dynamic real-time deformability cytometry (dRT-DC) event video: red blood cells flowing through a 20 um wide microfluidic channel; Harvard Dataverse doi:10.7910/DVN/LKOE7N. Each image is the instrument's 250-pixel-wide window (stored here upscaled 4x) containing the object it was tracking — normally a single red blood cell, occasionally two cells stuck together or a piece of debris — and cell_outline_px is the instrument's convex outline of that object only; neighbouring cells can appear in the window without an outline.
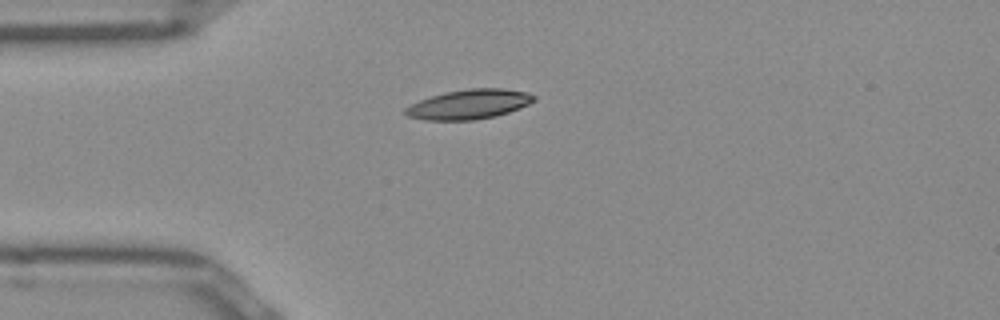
{"species": "Egyptian fruit bat (a non-hibernating species)", "species_latin": "Rousettus aegyptiacus", "temperature_condition": "room temperature", "stored_images_in_passage": 34, "camera_frame_rate_fps": 3000, "um_per_image_px": 0.085, "frame": {"image": 1, "passage_image": 1, "time_ms": 0.0, "image_size_px": [1000, 320], "cell_outline_px": [[536, 100], [520, 108], [496, 116], [472, 120], [424, 120], [408, 116], [404, 112], [404, 108], [420, 100], [444, 92], [468, 88], [504, 88], [528, 92], [536, 96]], "centroid_in_image_um": [39.89, 8.86], "position_along_channel_um": 45.1, "area_um2": 22.25}}
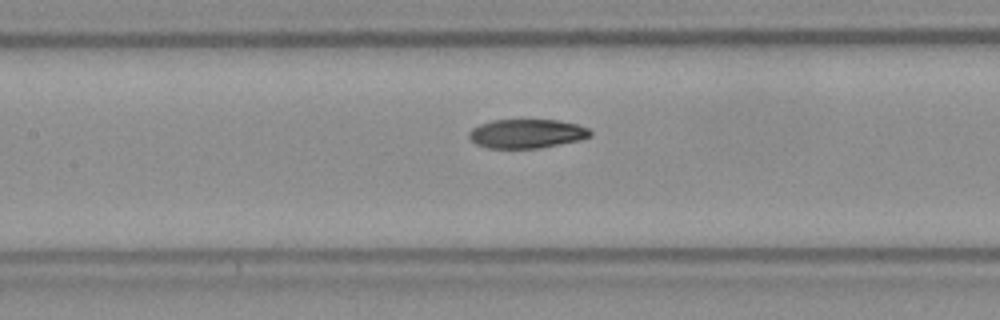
{"frame": {"image": 2, "passage_image": 11, "time_ms": 3.333, "image_size_px": [1000, 320], "cell_outline_px": [[592, 136], [580, 140], [536, 148], [488, 148], [476, 144], [468, 136], [468, 132], [472, 128], [480, 124], [492, 120], [556, 120], [576, 124], [588, 128], [592, 132]], "centroid_in_image_um": [44.76, 11.36], "position_along_channel_um": 162.6, "area_um2": 20.4}}
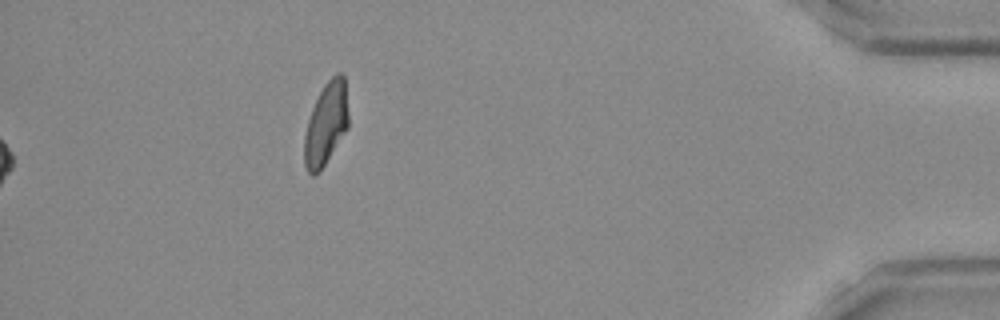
{"frame": {"image": 3, "passage_image": 34, "time_ms": 11.0, "image_size_px": [1000, 320], "cell_outline_px": [[348, 128], [324, 164], [312, 176], [308, 172], [304, 164], [304, 136], [308, 120], [312, 108], [324, 84], [336, 72], [340, 72], [344, 76], [348, 112]], "centroid_in_image_um": [27.71, 10.49], "position_along_channel_um": 407.5, "area_um2": 20.92}, "authors_computed_cell_mechanics": {"area_um2": 21.3571, "velocity_mm_per_s": 3.9463, "shape_relaxation_time_tau1_ms": 7.5718, "shape_relaxation_time_tau2_ms": 3.9612, "deformation_change_tau1": 0.199, "deformation_change_tau2": 0.089}}